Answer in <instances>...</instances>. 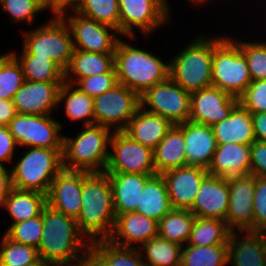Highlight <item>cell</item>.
Returning <instances> with one entry per match:
<instances>
[{
	"label": "cell",
	"mask_w": 266,
	"mask_h": 266,
	"mask_svg": "<svg viewBox=\"0 0 266 266\" xmlns=\"http://www.w3.org/2000/svg\"><path fill=\"white\" fill-rule=\"evenodd\" d=\"M239 103L250 113L266 112V79L251 81Z\"/></svg>",
	"instance_id": "cell-46"
},
{
	"label": "cell",
	"mask_w": 266,
	"mask_h": 266,
	"mask_svg": "<svg viewBox=\"0 0 266 266\" xmlns=\"http://www.w3.org/2000/svg\"><path fill=\"white\" fill-rule=\"evenodd\" d=\"M173 125L170 120L140 106L124 132L138 143L154 149Z\"/></svg>",
	"instance_id": "cell-26"
},
{
	"label": "cell",
	"mask_w": 266,
	"mask_h": 266,
	"mask_svg": "<svg viewBox=\"0 0 266 266\" xmlns=\"http://www.w3.org/2000/svg\"><path fill=\"white\" fill-rule=\"evenodd\" d=\"M250 175L266 176V142L255 140L251 145Z\"/></svg>",
	"instance_id": "cell-48"
},
{
	"label": "cell",
	"mask_w": 266,
	"mask_h": 266,
	"mask_svg": "<svg viewBox=\"0 0 266 266\" xmlns=\"http://www.w3.org/2000/svg\"><path fill=\"white\" fill-rule=\"evenodd\" d=\"M81 193L82 171L63 168L52 181L46 202L53 209L76 220L81 211Z\"/></svg>",
	"instance_id": "cell-18"
},
{
	"label": "cell",
	"mask_w": 266,
	"mask_h": 266,
	"mask_svg": "<svg viewBox=\"0 0 266 266\" xmlns=\"http://www.w3.org/2000/svg\"><path fill=\"white\" fill-rule=\"evenodd\" d=\"M64 82L25 80L12 102L18 114L51 115L58 104V94Z\"/></svg>",
	"instance_id": "cell-17"
},
{
	"label": "cell",
	"mask_w": 266,
	"mask_h": 266,
	"mask_svg": "<svg viewBox=\"0 0 266 266\" xmlns=\"http://www.w3.org/2000/svg\"><path fill=\"white\" fill-rule=\"evenodd\" d=\"M75 84L83 93L95 98L112 89L118 81L116 72H106L79 79Z\"/></svg>",
	"instance_id": "cell-45"
},
{
	"label": "cell",
	"mask_w": 266,
	"mask_h": 266,
	"mask_svg": "<svg viewBox=\"0 0 266 266\" xmlns=\"http://www.w3.org/2000/svg\"><path fill=\"white\" fill-rule=\"evenodd\" d=\"M50 6L59 13L63 9L72 8L78 0H48Z\"/></svg>",
	"instance_id": "cell-54"
},
{
	"label": "cell",
	"mask_w": 266,
	"mask_h": 266,
	"mask_svg": "<svg viewBox=\"0 0 266 266\" xmlns=\"http://www.w3.org/2000/svg\"><path fill=\"white\" fill-rule=\"evenodd\" d=\"M0 245V266H28L40 259L34 246L19 244L4 234Z\"/></svg>",
	"instance_id": "cell-41"
},
{
	"label": "cell",
	"mask_w": 266,
	"mask_h": 266,
	"mask_svg": "<svg viewBox=\"0 0 266 266\" xmlns=\"http://www.w3.org/2000/svg\"><path fill=\"white\" fill-rule=\"evenodd\" d=\"M20 62L24 79L28 81L64 82V71L50 57H37V55H16Z\"/></svg>",
	"instance_id": "cell-35"
},
{
	"label": "cell",
	"mask_w": 266,
	"mask_h": 266,
	"mask_svg": "<svg viewBox=\"0 0 266 266\" xmlns=\"http://www.w3.org/2000/svg\"><path fill=\"white\" fill-rule=\"evenodd\" d=\"M105 173L156 175L153 149L133 140L124 131H113Z\"/></svg>",
	"instance_id": "cell-10"
},
{
	"label": "cell",
	"mask_w": 266,
	"mask_h": 266,
	"mask_svg": "<svg viewBox=\"0 0 266 266\" xmlns=\"http://www.w3.org/2000/svg\"><path fill=\"white\" fill-rule=\"evenodd\" d=\"M106 72H116L114 53H95L74 49L70 63L64 71V81L75 85L79 79Z\"/></svg>",
	"instance_id": "cell-29"
},
{
	"label": "cell",
	"mask_w": 266,
	"mask_h": 266,
	"mask_svg": "<svg viewBox=\"0 0 266 266\" xmlns=\"http://www.w3.org/2000/svg\"><path fill=\"white\" fill-rule=\"evenodd\" d=\"M229 180L208 174L202 181L193 206L196 217L226 221L229 208Z\"/></svg>",
	"instance_id": "cell-20"
},
{
	"label": "cell",
	"mask_w": 266,
	"mask_h": 266,
	"mask_svg": "<svg viewBox=\"0 0 266 266\" xmlns=\"http://www.w3.org/2000/svg\"><path fill=\"white\" fill-rule=\"evenodd\" d=\"M250 145L236 143L218 144L208 173L226 180L250 174Z\"/></svg>",
	"instance_id": "cell-23"
},
{
	"label": "cell",
	"mask_w": 266,
	"mask_h": 266,
	"mask_svg": "<svg viewBox=\"0 0 266 266\" xmlns=\"http://www.w3.org/2000/svg\"><path fill=\"white\" fill-rule=\"evenodd\" d=\"M184 246L181 248L180 266L228 265V245Z\"/></svg>",
	"instance_id": "cell-37"
},
{
	"label": "cell",
	"mask_w": 266,
	"mask_h": 266,
	"mask_svg": "<svg viewBox=\"0 0 266 266\" xmlns=\"http://www.w3.org/2000/svg\"><path fill=\"white\" fill-rule=\"evenodd\" d=\"M256 140L266 142V112L251 113Z\"/></svg>",
	"instance_id": "cell-51"
},
{
	"label": "cell",
	"mask_w": 266,
	"mask_h": 266,
	"mask_svg": "<svg viewBox=\"0 0 266 266\" xmlns=\"http://www.w3.org/2000/svg\"><path fill=\"white\" fill-rule=\"evenodd\" d=\"M82 236L74 218L45 205L43 232L38 247L41 259L56 266H77L91 244Z\"/></svg>",
	"instance_id": "cell-2"
},
{
	"label": "cell",
	"mask_w": 266,
	"mask_h": 266,
	"mask_svg": "<svg viewBox=\"0 0 266 266\" xmlns=\"http://www.w3.org/2000/svg\"><path fill=\"white\" fill-rule=\"evenodd\" d=\"M156 236L158 221L146 215L128 212L116 216L114 229L108 240L120 247L135 248L134 243L142 246Z\"/></svg>",
	"instance_id": "cell-21"
},
{
	"label": "cell",
	"mask_w": 266,
	"mask_h": 266,
	"mask_svg": "<svg viewBox=\"0 0 266 266\" xmlns=\"http://www.w3.org/2000/svg\"><path fill=\"white\" fill-rule=\"evenodd\" d=\"M100 125L84 126L75 138L63 136L62 165L68 170L104 172L113 133Z\"/></svg>",
	"instance_id": "cell-4"
},
{
	"label": "cell",
	"mask_w": 266,
	"mask_h": 266,
	"mask_svg": "<svg viewBox=\"0 0 266 266\" xmlns=\"http://www.w3.org/2000/svg\"><path fill=\"white\" fill-rule=\"evenodd\" d=\"M45 10L50 9L53 12V15L58 14L51 6L48 0H36Z\"/></svg>",
	"instance_id": "cell-55"
},
{
	"label": "cell",
	"mask_w": 266,
	"mask_h": 266,
	"mask_svg": "<svg viewBox=\"0 0 266 266\" xmlns=\"http://www.w3.org/2000/svg\"><path fill=\"white\" fill-rule=\"evenodd\" d=\"M71 10L106 24L119 33L120 10L118 0H78Z\"/></svg>",
	"instance_id": "cell-38"
},
{
	"label": "cell",
	"mask_w": 266,
	"mask_h": 266,
	"mask_svg": "<svg viewBox=\"0 0 266 266\" xmlns=\"http://www.w3.org/2000/svg\"><path fill=\"white\" fill-rule=\"evenodd\" d=\"M8 128L18 146L63 149L61 123L50 115L17 113Z\"/></svg>",
	"instance_id": "cell-12"
},
{
	"label": "cell",
	"mask_w": 266,
	"mask_h": 266,
	"mask_svg": "<svg viewBox=\"0 0 266 266\" xmlns=\"http://www.w3.org/2000/svg\"><path fill=\"white\" fill-rule=\"evenodd\" d=\"M183 133L187 165L208 170L218 145L212 127L186 121L183 123Z\"/></svg>",
	"instance_id": "cell-22"
},
{
	"label": "cell",
	"mask_w": 266,
	"mask_h": 266,
	"mask_svg": "<svg viewBox=\"0 0 266 266\" xmlns=\"http://www.w3.org/2000/svg\"><path fill=\"white\" fill-rule=\"evenodd\" d=\"M211 127L217 144L251 145L256 140L251 113L240 103L227 118Z\"/></svg>",
	"instance_id": "cell-27"
},
{
	"label": "cell",
	"mask_w": 266,
	"mask_h": 266,
	"mask_svg": "<svg viewBox=\"0 0 266 266\" xmlns=\"http://www.w3.org/2000/svg\"><path fill=\"white\" fill-rule=\"evenodd\" d=\"M114 67L118 83L141 96L169 77L170 63L119 38L114 52Z\"/></svg>",
	"instance_id": "cell-3"
},
{
	"label": "cell",
	"mask_w": 266,
	"mask_h": 266,
	"mask_svg": "<svg viewBox=\"0 0 266 266\" xmlns=\"http://www.w3.org/2000/svg\"><path fill=\"white\" fill-rule=\"evenodd\" d=\"M229 208L226 224L231 231L254 232L253 197L255 192V176L229 180ZM236 227V228H235Z\"/></svg>",
	"instance_id": "cell-16"
},
{
	"label": "cell",
	"mask_w": 266,
	"mask_h": 266,
	"mask_svg": "<svg viewBox=\"0 0 266 266\" xmlns=\"http://www.w3.org/2000/svg\"><path fill=\"white\" fill-rule=\"evenodd\" d=\"M140 102L146 111L159 114L173 124L189 121L190 93L170 77L148 89L140 96Z\"/></svg>",
	"instance_id": "cell-13"
},
{
	"label": "cell",
	"mask_w": 266,
	"mask_h": 266,
	"mask_svg": "<svg viewBox=\"0 0 266 266\" xmlns=\"http://www.w3.org/2000/svg\"><path fill=\"white\" fill-rule=\"evenodd\" d=\"M81 211L78 228L90 243L108 239L114 229L116 213L108 174L82 171Z\"/></svg>",
	"instance_id": "cell-1"
},
{
	"label": "cell",
	"mask_w": 266,
	"mask_h": 266,
	"mask_svg": "<svg viewBox=\"0 0 266 266\" xmlns=\"http://www.w3.org/2000/svg\"><path fill=\"white\" fill-rule=\"evenodd\" d=\"M17 146L18 144L8 126H0V166H5L3 161L10 162L13 159Z\"/></svg>",
	"instance_id": "cell-49"
},
{
	"label": "cell",
	"mask_w": 266,
	"mask_h": 266,
	"mask_svg": "<svg viewBox=\"0 0 266 266\" xmlns=\"http://www.w3.org/2000/svg\"><path fill=\"white\" fill-rule=\"evenodd\" d=\"M77 266H109L91 247L84 253Z\"/></svg>",
	"instance_id": "cell-53"
},
{
	"label": "cell",
	"mask_w": 266,
	"mask_h": 266,
	"mask_svg": "<svg viewBox=\"0 0 266 266\" xmlns=\"http://www.w3.org/2000/svg\"><path fill=\"white\" fill-rule=\"evenodd\" d=\"M195 218L189 209H172L158 222V236L183 247L190 238Z\"/></svg>",
	"instance_id": "cell-33"
},
{
	"label": "cell",
	"mask_w": 266,
	"mask_h": 266,
	"mask_svg": "<svg viewBox=\"0 0 266 266\" xmlns=\"http://www.w3.org/2000/svg\"><path fill=\"white\" fill-rule=\"evenodd\" d=\"M231 232L224 220L196 217L187 244L193 246L228 245Z\"/></svg>",
	"instance_id": "cell-34"
},
{
	"label": "cell",
	"mask_w": 266,
	"mask_h": 266,
	"mask_svg": "<svg viewBox=\"0 0 266 266\" xmlns=\"http://www.w3.org/2000/svg\"><path fill=\"white\" fill-rule=\"evenodd\" d=\"M245 55L252 81L266 79V42L235 41Z\"/></svg>",
	"instance_id": "cell-43"
},
{
	"label": "cell",
	"mask_w": 266,
	"mask_h": 266,
	"mask_svg": "<svg viewBox=\"0 0 266 266\" xmlns=\"http://www.w3.org/2000/svg\"><path fill=\"white\" fill-rule=\"evenodd\" d=\"M65 12L66 9H63L58 14L71 30L74 49L95 53L115 52L120 35L116 29L77 12L75 15H67Z\"/></svg>",
	"instance_id": "cell-14"
},
{
	"label": "cell",
	"mask_w": 266,
	"mask_h": 266,
	"mask_svg": "<svg viewBox=\"0 0 266 266\" xmlns=\"http://www.w3.org/2000/svg\"><path fill=\"white\" fill-rule=\"evenodd\" d=\"M141 106L140 96L122 84L93 98L95 125L124 131Z\"/></svg>",
	"instance_id": "cell-9"
},
{
	"label": "cell",
	"mask_w": 266,
	"mask_h": 266,
	"mask_svg": "<svg viewBox=\"0 0 266 266\" xmlns=\"http://www.w3.org/2000/svg\"><path fill=\"white\" fill-rule=\"evenodd\" d=\"M43 232V210L42 213L32 219L11 224L4 235L19 244L34 246L38 249Z\"/></svg>",
	"instance_id": "cell-42"
},
{
	"label": "cell",
	"mask_w": 266,
	"mask_h": 266,
	"mask_svg": "<svg viewBox=\"0 0 266 266\" xmlns=\"http://www.w3.org/2000/svg\"><path fill=\"white\" fill-rule=\"evenodd\" d=\"M10 169L12 187L47 195L50 185L63 169L62 150L29 147Z\"/></svg>",
	"instance_id": "cell-6"
},
{
	"label": "cell",
	"mask_w": 266,
	"mask_h": 266,
	"mask_svg": "<svg viewBox=\"0 0 266 266\" xmlns=\"http://www.w3.org/2000/svg\"><path fill=\"white\" fill-rule=\"evenodd\" d=\"M90 247L109 266H146L144 258L137 248H125L112 244L108 239L95 240Z\"/></svg>",
	"instance_id": "cell-39"
},
{
	"label": "cell",
	"mask_w": 266,
	"mask_h": 266,
	"mask_svg": "<svg viewBox=\"0 0 266 266\" xmlns=\"http://www.w3.org/2000/svg\"><path fill=\"white\" fill-rule=\"evenodd\" d=\"M264 249H265V256H266V232H264Z\"/></svg>",
	"instance_id": "cell-58"
},
{
	"label": "cell",
	"mask_w": 266,
	"mask_h": 266,
	"mask_svg": "<svg viewBox=\"0 0 266 266\" xmlns=\"http://www.w3.org/2000/svg\"><path fill=\"white\" fill-rule=\"evenodd\" d=\"M213 38L212 85L239 98L252 81L246 57L233 39Z\"/></svg>",
	"instance_id": "cell-7"
},
{
	"label": "cell",
	"mask_w": 266,
	"mask_h": 266,
	"mask_svg": "<svg viewBox=\"0 0 266 266\" xmlns=\"http://www.w3.org/2000/svg\"><path fill=\"white\" fill-rule=\"evenodd\" d=\"M24 81L23 69L17 58L11 52L0 55V99L12 100Z\"/></svg>",
	"instance_id": "cell-40"
},
{
	"label": "cell",
	"mask_w": 266,
	"mask_h": 266,
	"mask_svg": "<svg viewBox=\"0 0 266 266\" xmlns=\"http://www.w3.org/2000/svg\"><path fill=\"white\" fill-rule=\"evenodd\" d=\"M46 204L43 193L12 188L2 206L13 218L11 224H16L39 216Z\"/></svg>",
	"instance_id": "cell-31"
},
{
	"label": "cell",
	"mask_w": 266,
	"mask_h": 266,
	"mask_svg": "<svg viewBox=\"0 0 266 266\" xmlns=\"http://www.w3.org/2000/svg\"><path fill=\"white\" fill-rule=\"evenodd\" d=\"M16 115L17 111L12 100L0 99V126H8Z\"/></svg>",
	"instance_id": "cell-52"
},
{
	"label": "cell",
	"mask_w": 266,
	"mask_h": 266,
	"mask_svg": "<svg viewBox=\"0 0 266 266\" xmlns=\"http://www.w3.org/2000/svg\"><path fill=\"white\" fill-rule=\"evenodd\" d=\"M21 55L50 57L63 71L68 67L74 52L71 30L65 20L54 15L37 29L24 32Z\"/></svg>",
	"instance_id": "cell-8"
},
{
	"label": "cell",
	"mask_w": 266,
	"mask_h": 266,
	"mask_svg": "<svg viewBox=\"0 0 266 266\" xmlns=\"http://www.w3.org/2000/svg\"><path fill=\"white\" fill-rule=\"evenodd\" d=\"M28 266H56V265L54 263L48 262L40 258L35 263L28 265Z\"/></svg>",
	"instance_id": "cell-56"
},
{
	"label": "cell",
	"mask_w": 266,
	"mask_h": 266,
	"mask_svg": "<svg viewBox=\"0 0 266 266\" xmlns=\"http://www.w3.org/2000/svg\"><path fill=\"white\" fill-rule=\"evenodd\" d=\"M191 2L193 1L194 3H197V4H206L208 1H211V0H190Z\"/></svg>",
	"instance_id": "cell-57"
},
{
	"label": "cell",
	"mask_w": 266,
	"mask_h": 266,
	"mask_svg": "<svg viewBox=\"0 0 266 266\" xmlns=\"http://www.w3.org/2000/svg\"><path fill=\"white\" fill-rule=\"evenodd\" d=\"M213 38L199 36L169 63V77L188 93L212 85Z\"/></svg>",
	"instance_id": "cell-5"
},
{
	"label": "cell",
	"mask_w": 266,
	"mask_h": 266,
	"mask_svg": "<svg viewBox=\"0 0 266 266\" xmlns=\"http://www.w3.org/2000/svg\"><path fill=\"white\" fill-rule=\"evenodd\" d=\"M238 103L239 98L211 85L190 94L189 121L213 126L227 118Z\"/></svg>",
	"instance_id": "cell-15"
},
{
	"label": "cell",
	"mask_w": 266,
	"mask_h": 266,
	"mask_svg": "<svg viewBox=\"0 0 266 266\" xmlns=\"http://www.w3.org/2000/svg\"><path fill=\"white\" fill-rule=\"evenodd\" d=\"M172 209L163 176L161 174L152 176L144 186L140 206H137L135 212L159 222Z\"/></svg>",
	"instance_id": "cell-30"
},
{
	"label": "cell",
	"mask_w": 266,
	"mask_h": 266,
	"mask_svg": "<svg viewBox=\"0 0 266 266\" xmlns=\"http://www.w3.org/2000/svg\"><path fill=\"white\" fill-rule=\"evenodd\" d=\"M64 102L65 113L72 121L83 119L84 126L95 125L93 98L83 93L74 84L64 81L58 94V104Z\"/></svg>",
	"instance_id": "cell-32"
},
{
	"label": "cell",
	"mask_w": 266,
	"mask_h": 266,
	"mask_svg": "<svg viewBox=\"0 0 266 266\" xmlns=\"http://www.w3.org/2000/svg\"><path fill=\"white\" fill-rule=\"evenodd\" d=\"M232 231L228 239V264L232 266H266L264 232ZM238 235V236H237ZM239 235L244 236L238 238Z\"/></svg>",
	"instance_id": "cell-24"
},
{
	"label": "cell",
	"mask_w": 266,
	"mask_h": 266,
	"mask_svg": "<svg viewBox=\"0 0 266 266\" xmlns=\"http://www.w3.org/2000/svg\"><path fill=\"white\" fill-rule=\"evenodd\" d=\"M137 248L145 255L146 266H180L182 246L168 239L156 236Z\"/></svg>",
	"instance_id": "cell-36"
},
{
	"label": "cell",
	"mask_w": 266,
	"mask_h": 266,
	"mask_svg": "<svg viewBox=\"0 0 266 266\" xmlns=\"http://www.w3.org/2000/svg\"><path fill=\"white\" fill-rule=\"evenodd\" d=\"M11 172L7 167L0 166V206L7 199L9 192L12 189Z\"/></svg>",
	"instance_id": "cell-50"
},
{
	"label": "cell",
	"mask_w": 266,
	"mask_h": 266,
	"mask_svg": "<svg viewBox=\"0 0 266 266\" xmlns=\"http://www.w3.org/2000/svg\"><path fill=\"white\" fill-rule=\"evenodd\" d=\"M183 123L174 124L166 136L153 149L157 174L187 165Z\"/></svg>",
	"instance_id": "cell-28"
},
{
	"label": "cell",
	"mask_w": 266,
	"mask_h": 266,
	"mask_svg": "<svg viewBox=\"0 0 266 266\" xmlns=\"http://www.w3.org/2000/svg\"><path fill=\"white\" fill-rule=\"evenodd\" d=\"M0 4L2 11L8 13L14 23L31 25L35 15L45 10L36 0H0Z\"/></svg>",
	"instance_id": "cell-44"
},
{
	"label": "cell",
	"mask_w": 266,
	"mask_h": 266,
	"mask_svg": "<svg viewBox=\"0 0 266 266\" xmlns=\"http://www.w3.org/2000/svg\"><path fill=\"white\" fill-rule=\"evenodd\" d=\"M113 192L116 216L135 212L140 206L141 193L151 175L134 173H107Z\"/></svg>",
	"instance_id": "cell-25"
},
{
	"label": "cell",
	"mask_w": 266,
	"mask_h": 266,
	"mask_svg": "<svg viewBox=\"0 0 266 266\" xmlns=\"http://www.w3.org/2000/svg\"><path fill=\"white\" fill-rule=\"evenodd\" d=\"M254 232H266V176H255Z\"/></svg>",
	"instance_id": "cell-47"
},
{
	"label": "cell",
	"mask_w": 266,
	"mask_h": 266,
	"mask_svg": "<svg viewBox=\"0 0 266 266\" xmlns=\"http://www.w3.org/2000/svg\"><path fill=\"white\" fill-rule=\"evenodd\" d=\"M208 170L186 165L163 174L173 209H190Z\"/></svg>",
	"instance_id": "cell-19"
},
{
	"label": "cell",
	"mask_w": 266,
	"mask_h": 266,
	"mask_svg": "<svg viewBox=\"0 0 266 266\" xmlns=\"http://www.w3.org/2000/svg\"><path fill=\"white\" fill-rule=\"evenodd\" d=\"M120 10L119 34L134 39V29L148 37L154 29L170 20L167 0H118Z\"/></svg>",
	"instance_id": "cell-11"
}]
</instances>
